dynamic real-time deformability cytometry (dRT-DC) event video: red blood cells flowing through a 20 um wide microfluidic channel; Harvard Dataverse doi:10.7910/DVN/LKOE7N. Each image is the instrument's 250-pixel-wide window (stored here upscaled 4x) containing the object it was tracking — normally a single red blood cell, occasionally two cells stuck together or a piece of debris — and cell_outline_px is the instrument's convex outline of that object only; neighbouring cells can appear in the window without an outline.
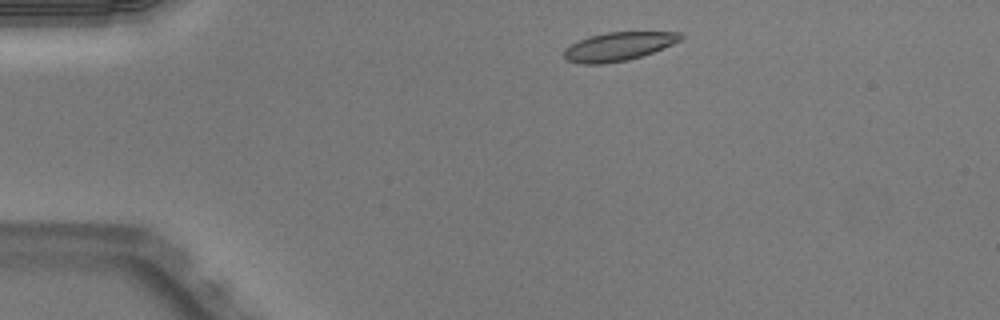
{"species": "Egyptian fruit bat (a non-hibernating species)", "species_latin": "Rousettus aegyptiacus", "temperature_condition": "warm", "stored_images_in_passage": 42, "camera_frame_rate_fps": 3000, "um_per_image_px": 0.085, "animal": {"sex": "male"}, "frame": {"image": 1, "passage_image": 1, "time_ms": 0.0, "image_size_px": [1000, 320], "cell_outline_px": [[684, 36], [680, 40], [672, 44], [652, 52], [628, 60], [604, 64], [580, 64], [568, 60], [564, 56], [564, 48], [588, 36], [608, 32], [680, 32]], "centroid_in_image_um": [52.55, 3.95], "position_along_channel_um": 32.5, "area_um2": 19.25}}
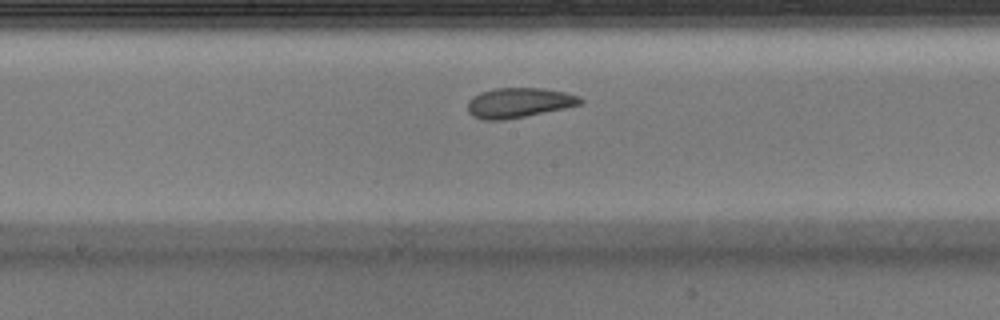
{"frame": {"image": 2, "passage_image": 18, "time_ms": 5.667, "image_size_px": [1000, 320], "cell_outline_px": [[584, 100], [580, 104], [564, 108], [504, 120], [484, 120], [472, 116], [468, 112], [468, 100], [480, 92], [496, 88], [544, 88], [564, 92], [580, 96]], "centroid_in_image_um": [44.08, 8.73], "position_along_channel_um": 204.1, "area_um2": 19.54}}
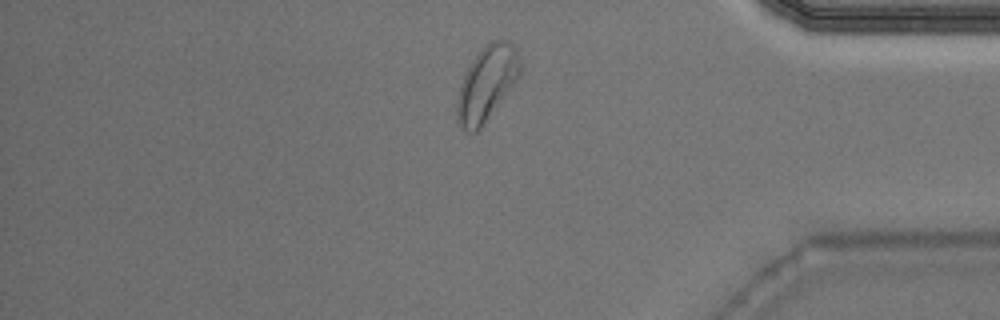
{"frame": {"image": 3, "passage_image": 34, "time_ms": 11.0, "image_size_px": [1000, 320], "cell_outline_px": [[520, 76], [508, 92], [480, 128], [476, 132], [468, 132], [460, 124], [456, 116], [456, 100], [460, 84], [472, 60], [480, 48], [488, 40], [508, 40], [516, 48], [520, 64]], "centroid_in_image_um": [41.37, 7.05], "position_along_channel_um": 393.8, "area_um2": 27.28}, "authors_computed_cell_mechanics": {"area_um2": 20.0566, "velocity_mm_per_s": 3.9826, "shape_relaxation_time_tau1_ms": 5.422, "shape_relaxation_time_tau2_ms": 1.7841, "deformation_change_tau1": 0.1367, "deformation_change_tau2": 0.0706}}